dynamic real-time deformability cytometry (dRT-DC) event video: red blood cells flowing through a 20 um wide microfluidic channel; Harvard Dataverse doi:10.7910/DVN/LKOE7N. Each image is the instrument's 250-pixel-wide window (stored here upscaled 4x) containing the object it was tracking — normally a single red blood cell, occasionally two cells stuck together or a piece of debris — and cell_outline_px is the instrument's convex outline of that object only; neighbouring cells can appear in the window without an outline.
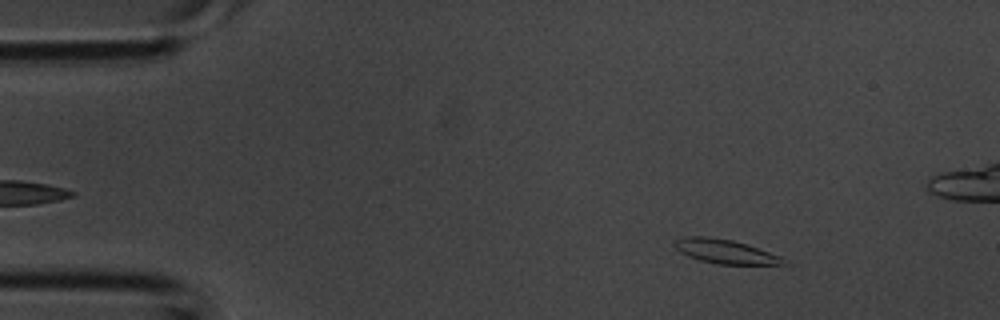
{"species": "common noctule bat (a hibernating species)", "species_latin": "Nyctalus noctula", "temperature_condition": "room temperature", "stored_images_in_passage": 39, "camera_frame_rate_fps": 3000, "um_per_image_px": 0.085, "animal": {"sex": "male", "body_mass_g": 20.1, "forearm_length_mm": 53.5}, "frame": {"image": 1, "passage_image": 5, "time_ms": 1.333, "image_size_px": [1000, 320], "cell_outline_px": [[784, 264], [716, 264], [700, 260], [688, 256], [680, 252], [672, 244], [672, 240], [684, 236], [708, 236], [732, 240], [780, 256], [784, 260]], "centroid_in_image_um": [61.51, 21.36], "position_along_channel_um": 23.5, "area_um2": 15.09}}
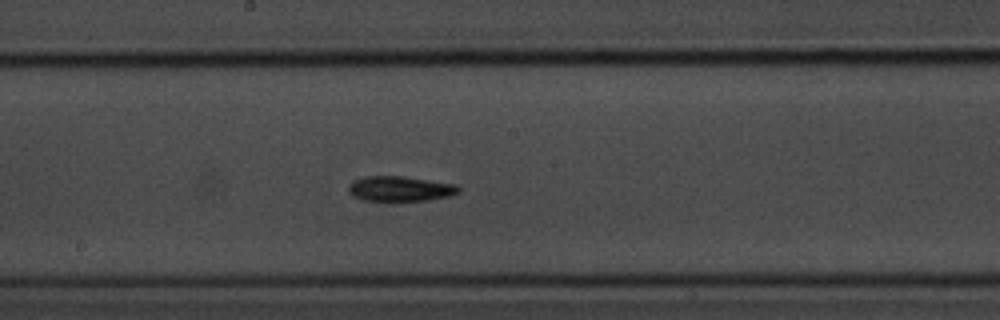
{"frame": {"image": 2, "passage_image": 20, "time_ms": 6.333, "image_size_px": [1000, 320], "cell_outline_px": [[460, 192], [448, 196], [428, 200], [364, 200], [348, 192], [348, 184], [352, 180], [364, 176], [404, 176], [456, 184], [460, 188]], "centroid_in_image_um": [34.0, 16.02], "position_along_channel_um": 214.2, "area_um2": 16.01}}
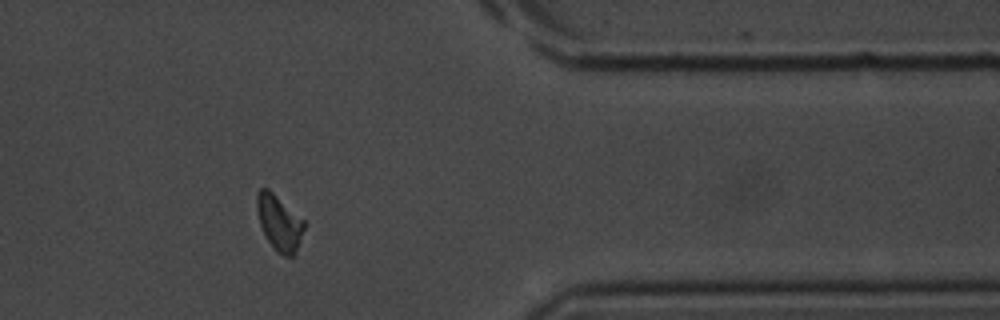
{"frame": {"image": 3, "passage_image": 31, "time_ms": 10.0, "image_size_px": [1000, 320], "cell_outline_px": [[304, 228], [300, 240], [292, 256], [284, 256], [276, 252], [272, 248], [260, 224], [256, 212], [256, 196], [260, 188], [268, 188], [304, 220]], "centroid_in_image_um": [23.7, 18.92], "position_along_channel_um": 387.7, "area_um2": 15.09}}